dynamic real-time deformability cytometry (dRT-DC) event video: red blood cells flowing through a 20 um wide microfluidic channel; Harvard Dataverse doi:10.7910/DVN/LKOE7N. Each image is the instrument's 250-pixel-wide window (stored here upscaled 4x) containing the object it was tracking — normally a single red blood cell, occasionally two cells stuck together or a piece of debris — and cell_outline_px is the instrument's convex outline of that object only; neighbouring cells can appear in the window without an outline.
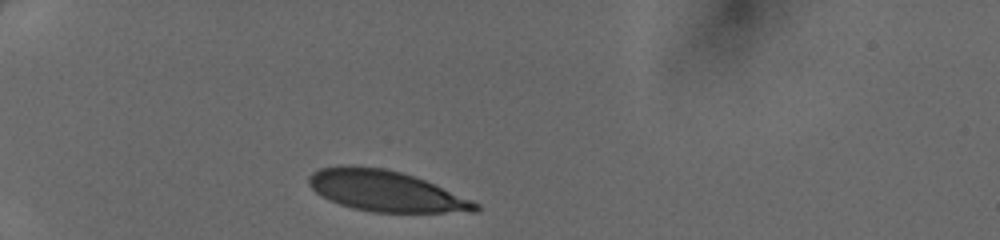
{"species": "human", "species_latin": "Homo sapiens", "temperature_condition": "cold", "stored_images_in_passage": 28, "camera_frame_rate_fps": 3000, "um_per_image_px": 0.085, "donor": {"sex": "female"}, "frame": {"image": 1, "passage_image": 1, "time_ms": 0.0, "image_size_px": [1000, 240], "cell_outline_px": [[480, 208], [476, 212], [372, 212], [352, 208], [328, 200], [320, 196], [308, 184], [308, 176], [312, 172], [320, 168], [344, 164], [352, 164], [384, 168], [400, 172], [424, 180], [472, 200], [480, 204]], "centroid_in_image_um": [32.73, 16.22], "position_along_channel_um": 52.3, "area_um2": 39.77}}
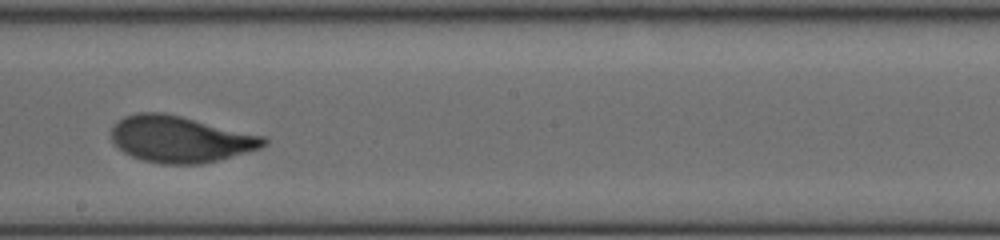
{"frame": {"image": 2, "passage_image": 16, "time_ms": 5.0, "image_size_px": [1000, 240], "cell_outline_px": [[268, 144], [260, 148], [220, 160], [200, 164], [160, 164], [140, 160], [124, 152], [112, 140], [112, 128], [124, 116], [136, 112], [164, 112], [264, 136], [268, 140]], "centroid_in_image_um": [15.33, 11.84], "position_along_channel_um": 232.9, "area_um2": 41.15}}
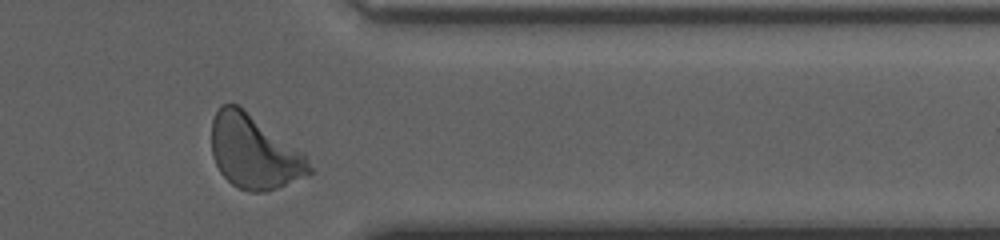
{"frame": {"image": 3, "passage_image": 27, "time_ms": 8.667, "image_size_px": [1000, 240], "cell_outline_px": [[312, 172], [308, 176], [268, 192], [248, 192], [232, 184], [220, 172], [212, 156], [212, 120], [216, 112], [224, 104], [240, 104], [304, 152], [308, 156], [312, 168]], "centroid_in_image_um": [21.64, 12.91], "position_along_channel_um": 389.8, "area_um2": 42.66}}